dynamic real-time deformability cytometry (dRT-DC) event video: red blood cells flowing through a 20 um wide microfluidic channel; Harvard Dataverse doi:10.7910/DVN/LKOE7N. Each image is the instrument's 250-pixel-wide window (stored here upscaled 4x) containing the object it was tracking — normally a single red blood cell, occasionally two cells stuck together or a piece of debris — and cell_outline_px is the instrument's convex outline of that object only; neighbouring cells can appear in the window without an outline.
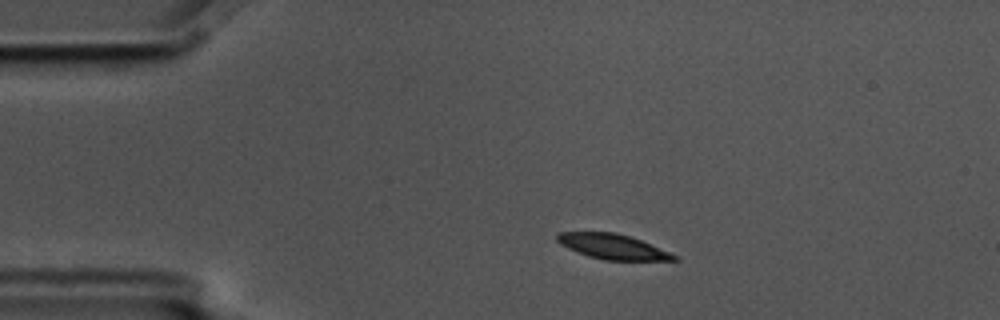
{"species": "common noctule bat (a hibernating species)", "species_latin": "Nyctalus noctula", "temperature_condition": "cold", "stored_images_in_passage": 2, "camera_frame_rate_fps": 3000, "um_per_image_px": 0.085, "animal": {"sex": "male", "body_mass_g": 17.5, "forearm_length_mm": 52.3}, "frame": {"image": 1, "passage_image": 1, "time_ms": 0.0, "image_size_px": [1000, 320], "cell_outline_px": [[680, 260], [604, 260], [588, 256], [576, 252], [560, 244], [556, 240], [556, 232], [616, 232], [640, 240], [668, 252], [676, 256]], "centroid_in_image_um": [52.0, 20.96], "position_along_channel_um": 33.0, "area_um2": 16.88}}